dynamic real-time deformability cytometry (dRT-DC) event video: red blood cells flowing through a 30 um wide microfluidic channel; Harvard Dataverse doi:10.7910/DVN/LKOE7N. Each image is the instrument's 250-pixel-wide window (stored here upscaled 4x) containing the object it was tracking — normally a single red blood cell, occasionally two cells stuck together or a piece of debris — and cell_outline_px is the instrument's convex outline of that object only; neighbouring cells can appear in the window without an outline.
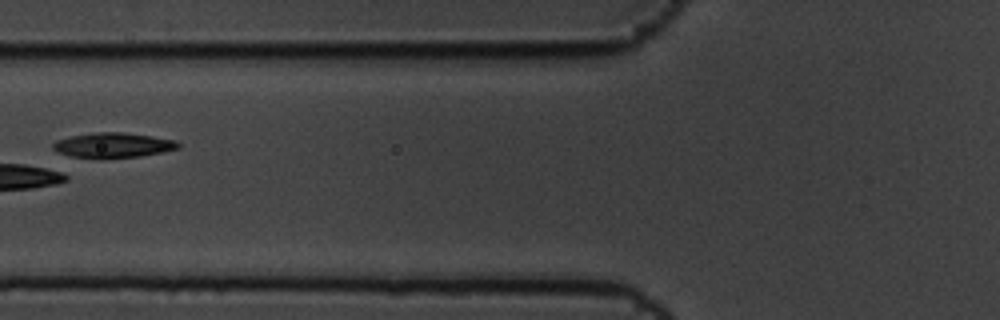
{"species": "common noctule bat (a hibernating species)", "species_latin": "Nyctalus noctula", "temperature_condition": "cold", "stored_images_in_passage": 6, "camera_frame_rate_fps": 3000, "um_per_image_px": 0.085, "animal": {"sex": "male", "body_mass_g": 19.5, "forearm_length_mm": 54.6}, "frame": {"image": 1, "passage_image": 6, "time_ms": 1.667, "image_size_px": [1000, 320], "cell_outline_px": [[180, 148], [164, 152], [140, 156], [72, 156], [60, 152], [52, 148], [52, 144], [56, 140], [72, 136], [96, 132], [124, 132], [152, 136], [176, 140], [180, 144]], "centroid_in_image_um": [9.68, 12.3], "position_along_channel_um": 116.1, "area_um2": 17.57}}